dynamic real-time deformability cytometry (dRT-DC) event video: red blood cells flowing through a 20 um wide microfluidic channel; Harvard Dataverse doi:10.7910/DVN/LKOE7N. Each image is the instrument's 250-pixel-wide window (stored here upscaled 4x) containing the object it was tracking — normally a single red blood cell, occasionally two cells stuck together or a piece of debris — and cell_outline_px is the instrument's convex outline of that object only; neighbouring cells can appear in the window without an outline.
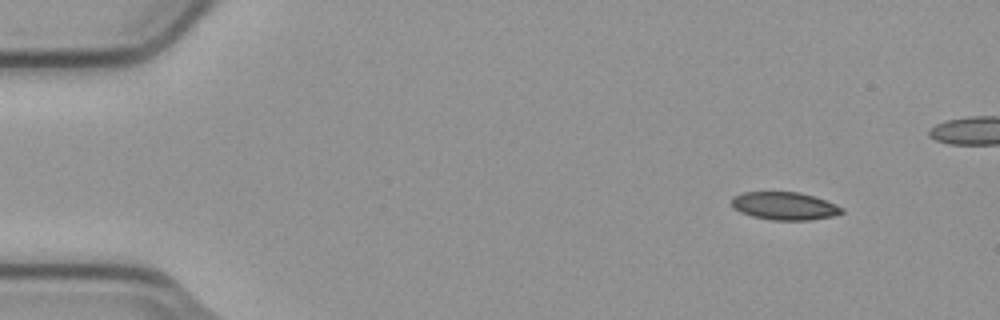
{"species": "common noctule bat (a hibernating species)", "species_latin": "Nyctalus noctula", "temperature_condition": "cold", "stored_images_in_passage": 15, "camera_frame_rate_fps": 3000, "um_per_image_px": 0.085, "animal": {"sex": "male", "body_mass_g": 23.1, "forearm_length_mm": 52.7}, "frame": {"image": 1, "passage_image": 5, "time_ms": 1.333, "image_size_px": [1000, 320], "cell_outline_px": [[844, 212], [832, 216], [812, 220], [772, 220], [752, 216], [740, 212], [732, 208], [732, 196], [744, 192], [800, 192], [836, 204], [844, 208]], "centroid_in_image_um": [66.67, 17.51], "position_along_channel_um": 18.3, "area_um2": 17.92}}